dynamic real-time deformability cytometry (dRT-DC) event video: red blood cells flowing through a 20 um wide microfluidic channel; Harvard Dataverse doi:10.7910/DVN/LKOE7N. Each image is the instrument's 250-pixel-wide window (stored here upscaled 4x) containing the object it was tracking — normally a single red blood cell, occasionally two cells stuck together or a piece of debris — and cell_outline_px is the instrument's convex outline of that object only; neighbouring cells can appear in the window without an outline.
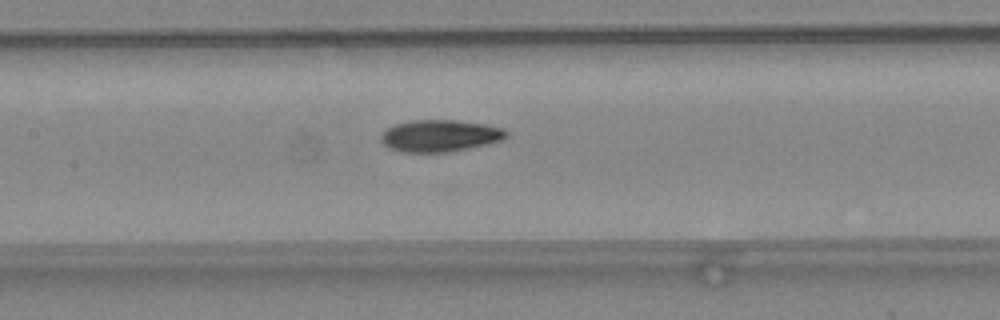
{"species": "common noctule bat (a hibernating species)", "species_latin": "Nyctalus noctula", "temperature_condition": "warm", "stored_images_in_passage": 24, "camera_frame_rate_fps": 3000, "um_per_image_px": 0.085, "animal": {"sex": "female", "body_mass_g": 24.6, "forearm_length_mm": 56.2}, "frame": {"image": 1, "passage_image": 10, "time_ms": 3.0, "image_size_px": [1000, 320], "cell_outline_px": [[508, 136], [500, 140], [488, 144], [448, 152], [400, 152], [388, 148], [380, 140], [380, 136], [388, 128], [396, 124], [408, 120], [456, 120], [488, 124], [504, 128], [508, 132]], "centroid_in_image_um": [37.4, 11.53], "position_along_channel_um": 170.0, "area_um2": 23.47}}
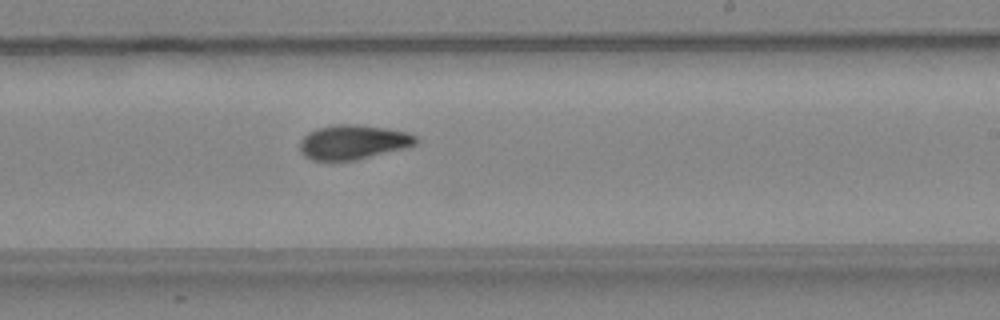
{"frame": {"image": 2, "passage_image": 16, "time_ms": 5.0, "image_size_px": [1000, 320], "cell_outline_px": [[420, 140], [416, 144], [404, 148], [356, 160], [312, 160], [304, 156], [300, 152], [300, 140], [308, 132], [316, 128], [336, 124], [352, 124], [388, 128], [408, 132], [416, 136]], "centroid_in_image_um": [30.01, 12.07], "position_along_channel_um": 259.0, "area_um2": 23.41}}
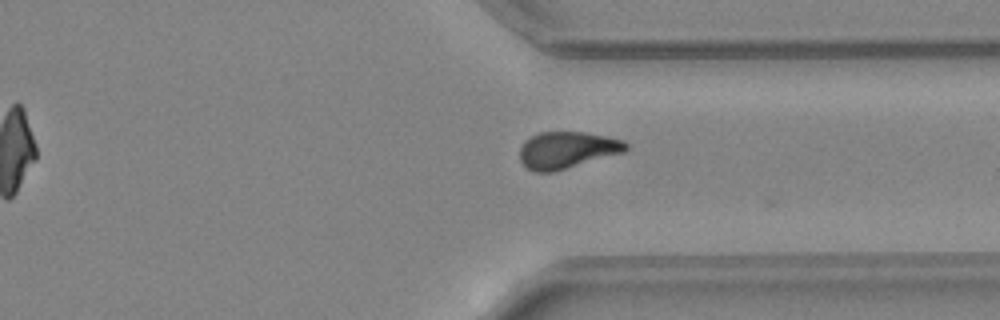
{"frame": {"image": 3, "passage_image": 23, "time_ms": 7.333, "image_size_px": [1000, 320], "cell_outline_px": [[628, 148], [624, 152], [552, 172], [536, 172], [528, 168], [520, 160], [520, 148], [524, 140], [540, 132], [588, 132], [608, 136], [624, 140], [628, 144]], "centroid_in_image_um": [48.21, 12.73], "position_along_channel_um": 363.2, "area_um2": 22.72}}